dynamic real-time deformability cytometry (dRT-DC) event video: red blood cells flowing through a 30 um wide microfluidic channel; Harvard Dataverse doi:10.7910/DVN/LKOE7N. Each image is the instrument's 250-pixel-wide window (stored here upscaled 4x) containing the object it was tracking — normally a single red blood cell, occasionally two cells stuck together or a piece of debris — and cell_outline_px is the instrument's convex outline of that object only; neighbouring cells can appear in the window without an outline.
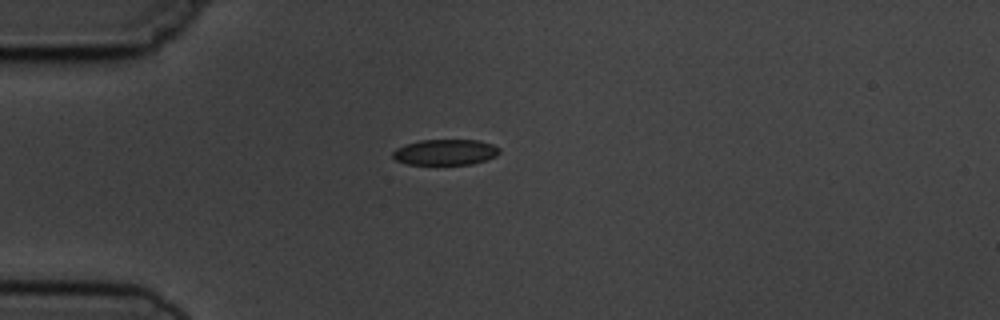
{"species": "common noctule bat (a hibernating species)", "species_latin": "Nyctalus noctula", "temperature_condition": "cold", "stored_images_in_passage": 3, "camera_frame_rate_fps": 3000, "um_per_image_px": 0.085, "animal": {"sex": "male", "body_mass_g": 19.5, "forearm_length_mm": 54.6}, "frame": {"image": 1, "passage_image": 1, "time_ms": 0.0, "image_size_px": [1000, 320], "cell_outline_px": [[500, 152], [496, 156], [472, 164], [408, 164], [396, 160], [392, 156], [392, 152], [396, 148], [420, 140], [480, 140], [492, 144], [500, 148]], "centroid_in_image_um": [37.87, 12.93], "position_along_channel_um": 47.1, "area_um2": 15.9}}
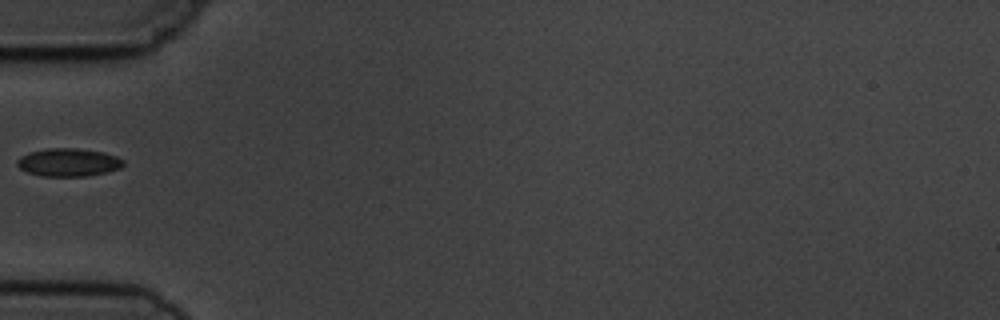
{"frame": {"image": 2, "passage_image": 2, "time_ms": 1.333, "image_size_px": [1000, 320], "cell_outline_px": [[124, 164], [120, 168], [108, 172], [88, 176], [40, 176], [28, 172], [20, 168], [16, 164], [16, 160], [20, 156], [32, 152], [48, 148], [76, 148], [104, 152], [116, 156], [124, 160]], "centroid_in_image_um": [5.83, 13.8], "position_along_channel_um": 79.2, "area_um2": 17.4}}
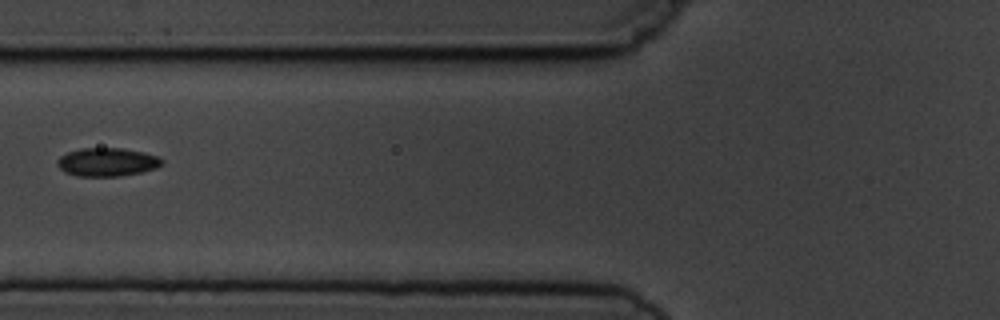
{"frame": {"image": 3, "passage_image": 3, "time_ms": 2.333, "image_size_px": [1000, 320], "cell_outline_px": [[164, 164], [156, 168], [140, 172], [120, 176], [76, 176], [64, 172], [56, 164], [56, 160], [60, 156], [68, 152], [80, 148], [124, 148], [144, 152], [160, 156], [164, 160]], "centroid_in_image_um": [9.12, 13.77], "position_along_channel_um": 116.7, "area_um2": 17.57}}